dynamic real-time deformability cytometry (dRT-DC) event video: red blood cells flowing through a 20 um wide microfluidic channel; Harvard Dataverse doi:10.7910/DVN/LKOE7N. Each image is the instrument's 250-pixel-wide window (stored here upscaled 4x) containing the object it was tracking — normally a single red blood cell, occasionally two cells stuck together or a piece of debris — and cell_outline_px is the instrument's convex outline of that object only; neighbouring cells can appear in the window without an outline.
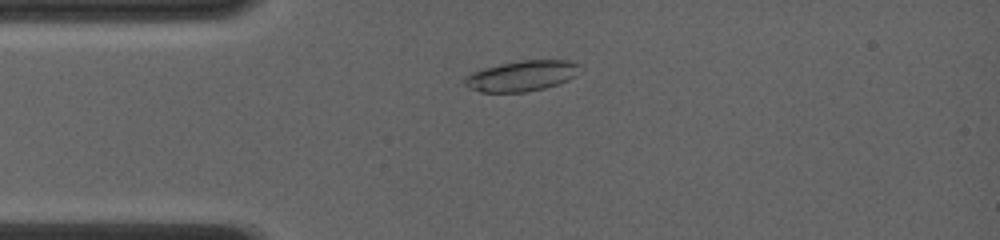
{"species": "common noctule bat (a hibernating species)", "species_latin": "Nyctalus noctula", "temperature_condition": "room temperature", "stored_images_in_passage": 36, "camera_frame_rate_fps": 4000, "um_per_image_px": 0.085, "animal": {"sex": "female", "body_mass_g": 19.0, "forearm_length_mm": 56.7}, "frame": {"image": 1, "passage_image": 7, "time_ms": 2.5, "image_size_px": [1000, 240], "cell_outline_px": [[580, 64], [576, 76], [568, 80], [544, 88], [524, 92], [480, 92], [464, 84], [460, 80], [464, 76], [472, 72], [484, 68], [500, 64], [520, 60], [568, 60]], "centroid_in_image_um": [44.31, 6.44], "position_along_channel_um": 40.7, "area_um2": 20.52}}
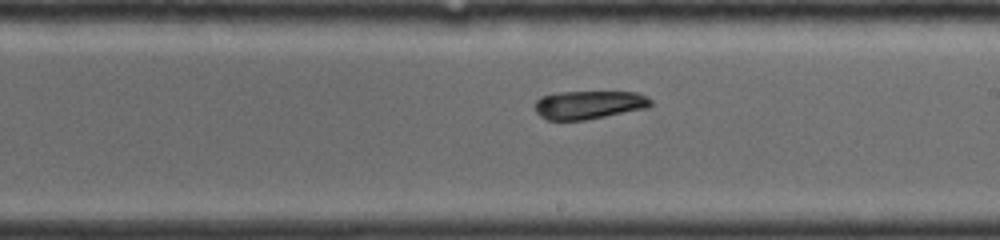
{"frame": {"image": 2, "passage_image": 19, "time_ms": 7.75, "image_size_px": [1000, 240], "cell_outline_px": [[652, 104], [648, 108], [584, 120], [548, 120], [540, 116], [536, 112], [536, 100], [540, 96], [560, 92], [636, 92], [652, 100]], "centroid_in_image_um": [50.05, 8.91], "position_along_channel_um": 238.9, "area_um2": 19.07}}
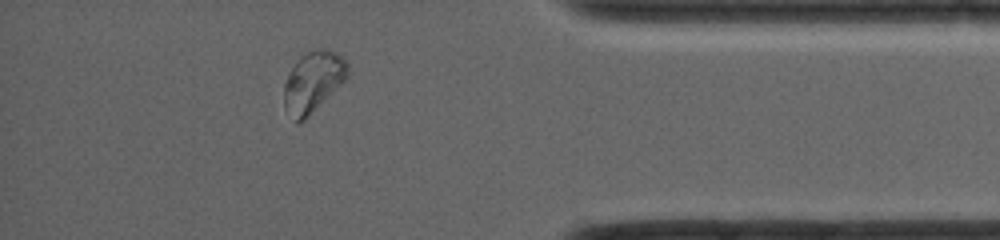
{"frame": {"image": 3, "passage_image": 32, "time_ms": 12.25, "image_size_px": [1000, 240], "cell_outline_px": [[348, 76], [304, 120], [296, 124], [284, 108], [284, 84], [292, 68], [300, 56], [304, 52], [312, 48], [328, 48], [336, 52], [348, 60]], "centroid_in_image_um": [26.61, 6.91], "position_along_channel_um": 408.6, "area_um2": 22.54}}